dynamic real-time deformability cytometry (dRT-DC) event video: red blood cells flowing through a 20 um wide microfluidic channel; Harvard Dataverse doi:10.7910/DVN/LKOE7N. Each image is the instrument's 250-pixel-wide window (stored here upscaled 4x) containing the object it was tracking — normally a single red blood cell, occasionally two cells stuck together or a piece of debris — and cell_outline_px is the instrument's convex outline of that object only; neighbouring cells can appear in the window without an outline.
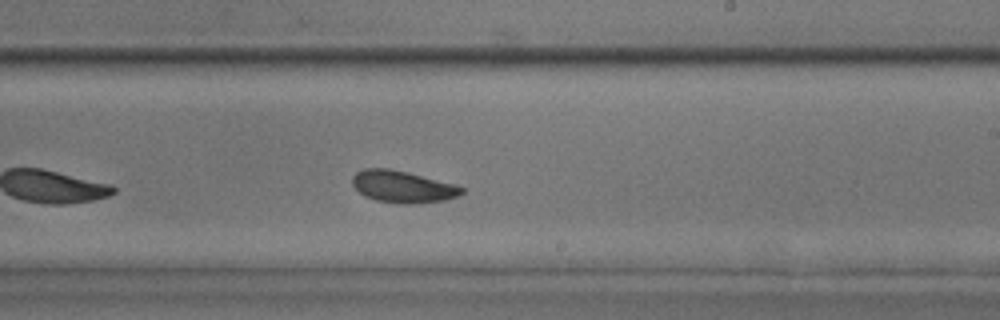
{"species": "common noctule bat (a hibernating species)", "species_latin": "Nyctalus noctula", "temperature_condition": "room temperature", "stored_images_in_passage": 31, "camera_frame_rate_fps": 3000, "um_per_image_px": 0.085, "animal": {"sex": "male", "body_mass_g": 17.9, "forearm_length_mm": 54.2}, "frame": {"image": 1, "passage_image": 18, "time_ms": 5.667, "image_size_px": [1000, 320], "cell_outline_px": [[464, 192], [460, 196], [444, 200], [412, 204], [400, 204], [376, 200], [364, 196], [352, 184], [352, 176], [356, 172], [364, 168], [388, 168], [408, 172], [456, 184], [464, 188]], "centroid_in_image_um": [34.24, 15.87], "position_along_channel_um": 254.8, "area_um2": 20.52}, "authors_computed_cell_mechanics": {"area_um2": 20.4612, "velocity_mm_per_s": 3.7925, "shape_relaxation_time_tau1_ms": 5.402, "shape_relaxation_time_tau2_ms": 1.3722, "deformation_change_tau1": 0.0974, "deformation_change_tau2": 0.0713}}